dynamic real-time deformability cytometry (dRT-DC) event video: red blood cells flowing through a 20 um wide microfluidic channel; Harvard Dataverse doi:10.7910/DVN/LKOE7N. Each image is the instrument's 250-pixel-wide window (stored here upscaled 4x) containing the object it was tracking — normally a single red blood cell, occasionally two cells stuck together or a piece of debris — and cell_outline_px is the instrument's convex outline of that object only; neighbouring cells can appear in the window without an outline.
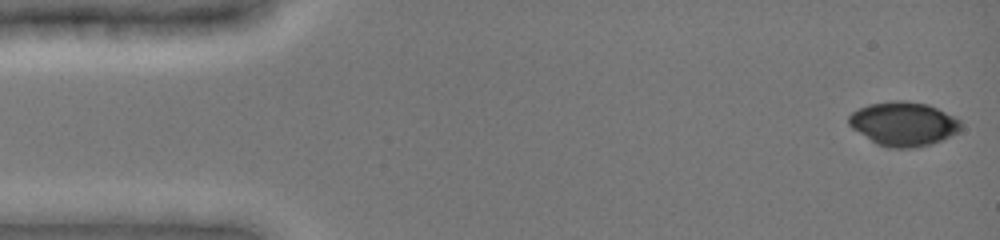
{"species": "common noctule bat (a hibernating species)", "species_latin": "Nyctalus noctula", "temperature_condition": "cold", "stored_images_in_passage": 48, "camera_frame_rate_fps": 3000, "um_per_image_px": 0.085, "animal": {"sex": "female", "body_mass_g": 19.0, "forearm_length_mm": 51.5}, "frame": {"image": 1, "passage_image": 1, "time_ms": 0.0, "image_size_px": [1000, 240], "cell_outline_px": [[960, 128], [956, 132], [944, 140], [932, 144], [916, 148], [888, 148], [876, 144], [852, 128], [848, 124], [848, 116], [852, 112], [868, 104], [892, 100], [904, 100], [928, 104], [960, 120]], "centroid_in_image_um": [76.76, 10.53], "position_along_channel_um": 8.2, "area_um2": 28.84}}
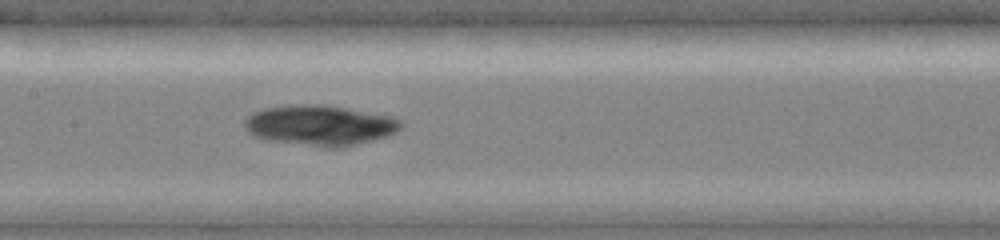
{"frame": {"image": 2, "passage_image": 23, "time_ms": 7.333, "image_size_px": [1000, 240], "cell_outline_px": [[404, 124], [396, 132], [388, 136], [344, 148], [328, 148], [268, 140], [256, 136], [248, 132], [244, 128], [244, 120], [252, 112], [264, 108], [308, 104], [316, 104], [344, 108], [392, 116], [400, 120]], "centroid_in_image_um": [27.21, 10.67], "position_along_channel_um": 180.2, "area_um2": 36.7}}
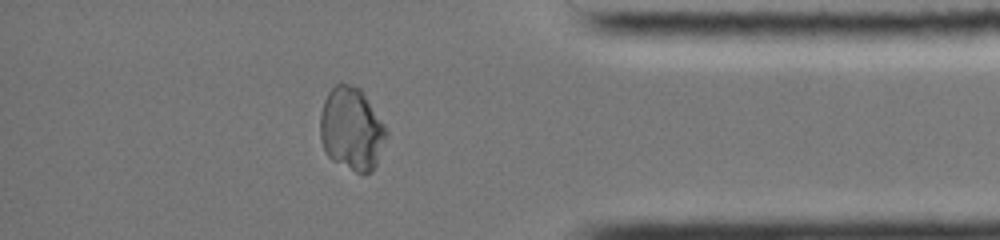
{"frame": {"image": 3, "passage_image": 41, "time_ms": 13.333, "image_size_px": [1000, 240], "cell_outline_px": [[388, 136], [376, 164], [372, 172], [364, 176], [332, 160], [324, 152], [320, 140], [320, 112], [324, 100], [328, 92], [336, 84], [348, 84], [360, 88], [384, 124], [388, 132]], "centroid_in_image_um": [29.88, 10.99], "position_along_channel_um": 405.3, "area_um2": 32.25}}